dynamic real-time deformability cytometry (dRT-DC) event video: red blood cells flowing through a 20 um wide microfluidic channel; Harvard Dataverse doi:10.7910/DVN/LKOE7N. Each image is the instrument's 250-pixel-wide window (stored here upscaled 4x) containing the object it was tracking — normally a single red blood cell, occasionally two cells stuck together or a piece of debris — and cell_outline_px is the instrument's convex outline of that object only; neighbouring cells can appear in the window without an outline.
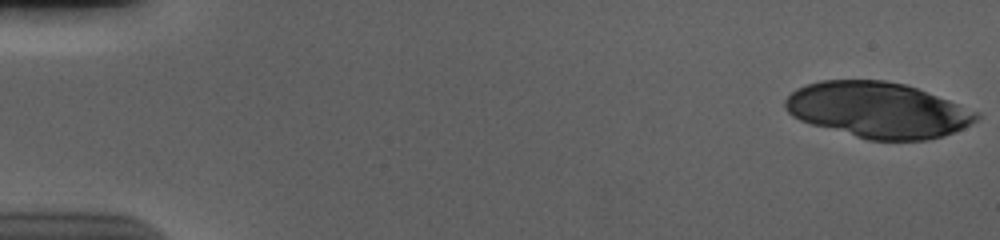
{"species": "human", "species_latin": "Homo sapiens", "temperature_condition": "cold", "stored_images_in_passage": 56, "camera_frame_rate_fps": 3000, "um_per_image_px": 0.085, "donor": {"sex": "male"}, "frame": {"image": 1, "passage_image": 1, "time_ms": 0.0, "image_size_px": [1000, 240], "cell_outline_px": [[980, 116], [976, 120], [964, 128], [944, 136], [928, 140], [868, 140], [812, 124], [800, 120], [792, 116], [784, 108], [784, 100], [796, 88], [820, 80], [884, 80], [904, 84], [916, 88], [980, 112]], "centroid_in_image_um": [74.62, 9.35], "position_along_channel_um": 10.4, "area_um2": 61.9}}
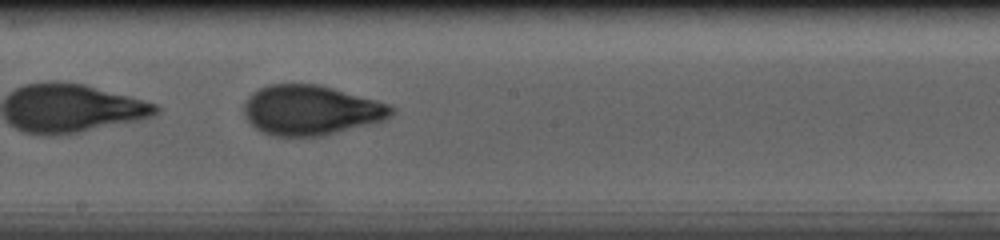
{"frame": {"image": 2, "passage_image": 32, "time_ms": 10.333, "image_size_px": [1000, 240], "cell_outline_px": [[396, 112], [392, 116], [384, 120], [320, 136], [276, 136], [260, 132], [248, 120], [244, 112], [244, 100], [252, 92], [268, 84], [320, 84], [392, 104], [396, 108]], "centroid_in_image_um": [26.45, 9.35], "position_along_channel_um": 221.7, "area_um2": 43.06}}
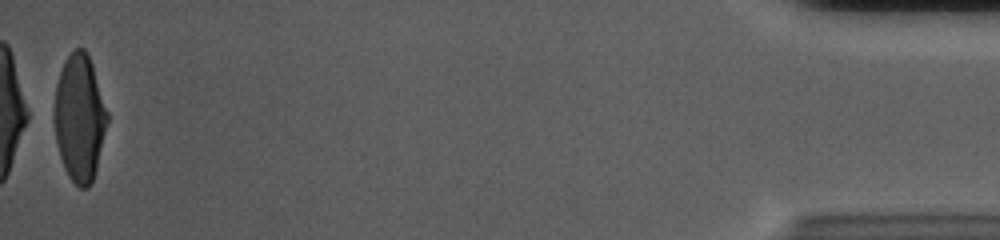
{"frame": {"image": 3, "passage_image": 56, "time_ms": 18.333, "image_size_px": [1000, 240], "cell_outline_px": [[108, 120], [92, 184], [88, 188], [80, 188], [68, 176], [64, 168], [60, 156], [56, 140], [52, 112], [56, 84], [64, 60], [76, 48], [84, 48], [92, 64], [108, 112]], "centroid_in_image_um": [6.74, 10.02], "position_along_channel_um": 428.5, "area_um2": 39.3}, "authors_computed_cell_mechanics": {"area_um2": 42.772, "velocity_mm_per_s": 3.6909, "shape_relaxation_time_tau1_ms": 4.0983, "shape_relaxation_time_tau2_ms": 0.964, "deformation_change_tau1": 0.1859, "deformation_change_tau2": 0.0651}}